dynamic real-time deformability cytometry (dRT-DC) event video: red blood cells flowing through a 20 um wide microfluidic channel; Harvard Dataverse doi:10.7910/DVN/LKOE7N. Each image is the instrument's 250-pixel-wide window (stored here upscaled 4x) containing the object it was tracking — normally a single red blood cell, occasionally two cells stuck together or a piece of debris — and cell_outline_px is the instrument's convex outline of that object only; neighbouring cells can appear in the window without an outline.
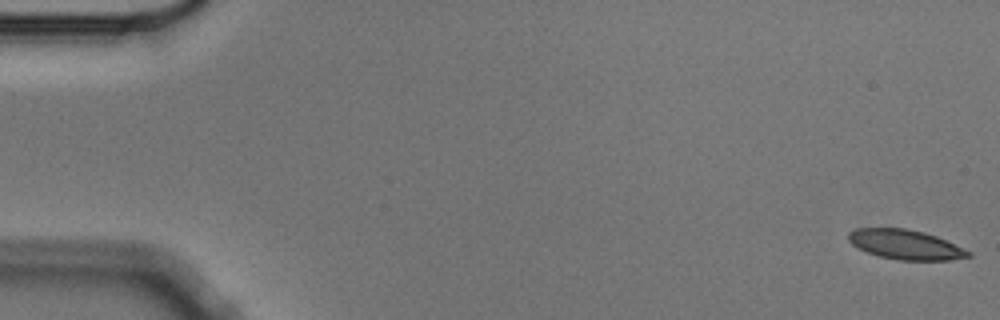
{"species": "Egyptian fruit bat (a non-hibernating species)", "species_latin": "Rousettus aegyptiacus", "temperature_condition": "cold", "stored_images_in_passage": 4, "camera_frame_rate_fps": 3000, "um_per_image_px": 0.085, "animal": {"sex": "male"}, "frame": {"image": 1, "passage_image": 1, "time_ms": 0.0, "image_size_px": [1000, 320], "cell_outline_px": [[972, 256], [952, 260], [896, 260], [880, 256], [868, 252], [852, 244], [848, 240], [848, 232], [856, 228], [904, 228], [924, 232], [936, 236], [972, 252]], "centroid_in_image_um": [76.98, 20.79], "position_along_channel_um": 8.0, "area_um2": 20.63}}
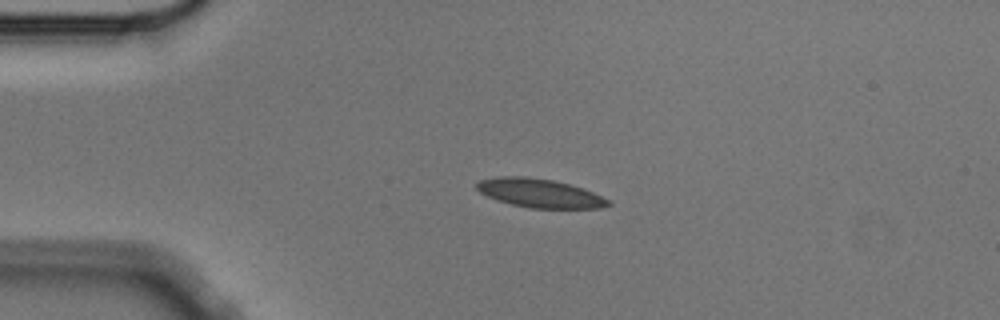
{"frame": {"image": 2, "passage_image": 4, "time_ms": 1.0, "image_size_px": [1000, 320], "cell_outline_px": [[612, 204], [600, 208], [528, 208], [496, 200], [480, 192], [476, 188], [476, 184], [480, 180], [500, 176], [524, 176], [552, 180], [568, 184], [592, 192], [612, 200]], "centroid_in_image_um": [45.88, 16.42], "position_along_channel_um": 39.1, "area_um2": 21.91}}